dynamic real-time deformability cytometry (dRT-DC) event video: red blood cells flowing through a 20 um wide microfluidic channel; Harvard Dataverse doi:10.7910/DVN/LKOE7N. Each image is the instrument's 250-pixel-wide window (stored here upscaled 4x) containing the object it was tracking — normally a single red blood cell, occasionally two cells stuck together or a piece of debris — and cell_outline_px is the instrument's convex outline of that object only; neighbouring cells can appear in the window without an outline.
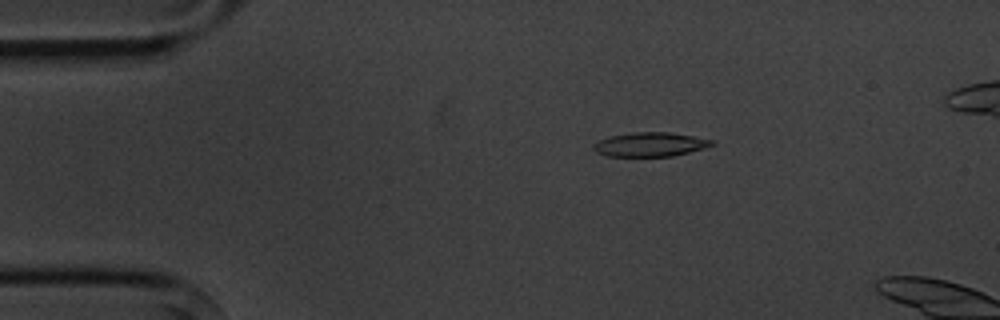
{"species": "common noctule bat (a hibernating species)", "species_latin": "Nyctalus noctula", "temperature_condition": "cold", "stored_images_in_passage": 3, "camera_frame_rate_fps": 3000, "um_per_image_px": 0.085, "animal": {"sex": "male", "body_mass_g": 20.1, "forearm_length_mm": 53.5}, "frame": {"image": 1, "passage_image": 2, "time_ms": 1.0, "image_size_px": [1000, 320], "cell_outline_px": [[716, 144], [704, 148], [672, 156], [608, 156], [596, 152], [592, 148], [592, 144], [608, 136], [632, 132], [668, 132], [716, 140]], "centroid_in_image_um": [55.26, 12.27], "position_along_channel_um": 29.7, "area_um2": 16.7}}